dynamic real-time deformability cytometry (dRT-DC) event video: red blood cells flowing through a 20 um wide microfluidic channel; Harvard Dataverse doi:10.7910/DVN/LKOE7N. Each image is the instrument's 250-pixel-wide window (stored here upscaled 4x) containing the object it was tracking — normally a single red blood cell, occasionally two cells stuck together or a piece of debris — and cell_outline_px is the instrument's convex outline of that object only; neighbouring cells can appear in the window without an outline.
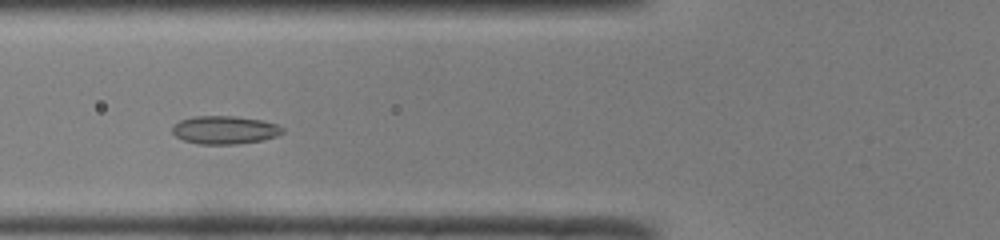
{"species": "common noctule bat (a hibernating species)", "species_latin": "Nyctalus noctula", "temperature_condition": "room temperature", "stored_images_in_passage": 37, "camera_frame_rate_fps": 3000, "um_per_image_px": 0.085, "animal": {"sex": "male", "body_mass_g": 19.0, "forearm_length_mm": 50.8}, "frame": {"image": 1, "passage_image": 7, "time_ms": 2.0, "image_size_px": [1000, 240], "cell_outline_px": [[284, 132], [276, 136], [264, 140], [236, 144], [200, 144], [184, 140], [176, 136], [172, 132], [172, 128], [180, 120], [196, 116], [236, 116], [264, 120], [276, 124], [284, 128]], "centroid_in_image_um": [19.14, 11.04], "position_along_channel_um": 106.7, "area_um2": 18.09}}
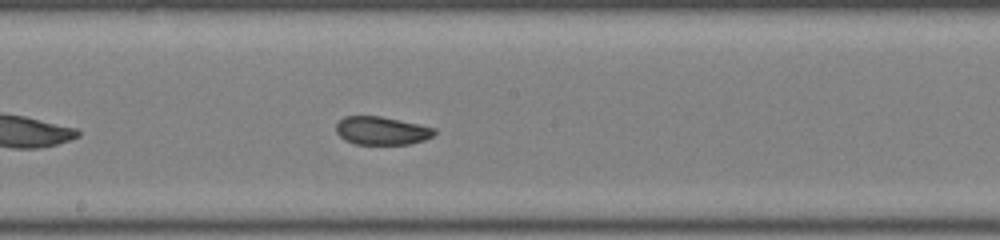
{"frame": {"image": 2, "passage_image": 15, "time_ms": 4.667, "image_size_px": [1000, 240], "cell_outline_px": [[436, 132], [432, 136], [424, 140], [412, 144], [356, 144], [344, 140], [336, 132], [336, 124], [344, 116], [380, 116], [420, 124], [436, 128]], "centroid_in_image_um": [32.45, 11.11], "position_along_channel_um": 215.7, "area_um2": 16.24}}
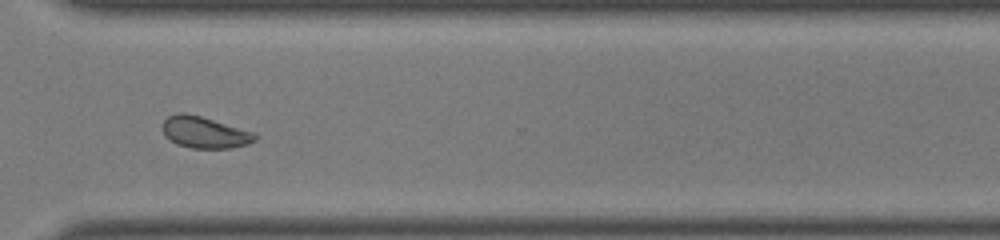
{"frame": {"image": 3, "passage_image": 25, "time_ms": 8.0, "image_size_px": [1000, 240], "cell_outline_px": [[256, 140], [248, 144], [228, 148], [192, 148], [176, 144], [164, 136], [160, 128], [164, 120], [168, 116], [180, 112], [184, 112], [200, 116], [256, 132]], "centroid_in_image_um": [17.36, 11.25], "position_along_channel_um": 353.2, "area_um2": 17.17}, "authors_computed_cell_mechanics": {"area_um2": 17.6868, "velocity_mm_per_s": 4.1064, "shape_relaxation_time_tau1_ms": null, "shape_relaxation_time_tau2_ms": 1.3183, "deformation_change_tau1": null, "deformation_change_tau2": 0.0608}}